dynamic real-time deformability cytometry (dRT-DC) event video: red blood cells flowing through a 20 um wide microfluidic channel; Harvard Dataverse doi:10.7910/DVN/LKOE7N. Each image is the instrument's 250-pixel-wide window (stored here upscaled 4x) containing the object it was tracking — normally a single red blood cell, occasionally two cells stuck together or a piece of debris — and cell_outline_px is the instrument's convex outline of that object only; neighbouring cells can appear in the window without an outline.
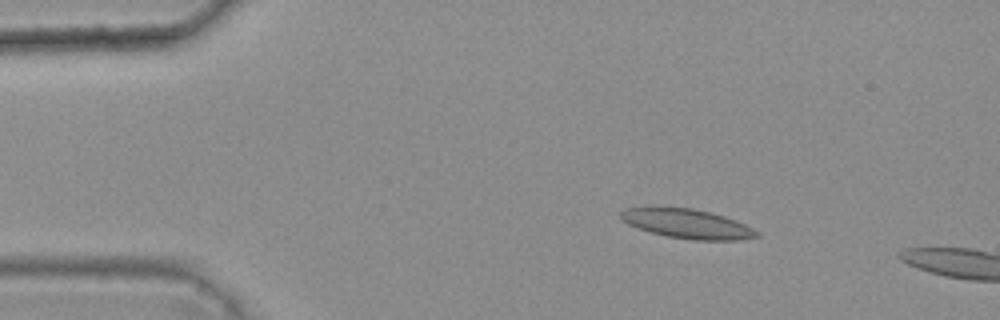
{"species": "common noctule bat (a hibernating species)", "species_latin": "Nyctalus noctula", "temperature_condition": "warm", "stored_images_in_passage": 3, "camera_frame_rate_fps": 3000, "um_per_image_px": 0.085, "animal": {"sex": "female", "body_mass_g": 25.1}, "frame": {"image": 1, "passage_image": 2, "time_ms": 0.333, "image_size_px": [1000, 320], "cell_outline_px": [[760, 236], [740, 240], [692, 240], [668, 236], [636, 228], [620, 220], [620, 212], [624, 208], [692, 208], [712, 212], [736, 220], [760, 232]], "centroid_in_image_um": [58.44, 19.03], "position_along_channel_um": 26.6, "area_um2": 23.18}}